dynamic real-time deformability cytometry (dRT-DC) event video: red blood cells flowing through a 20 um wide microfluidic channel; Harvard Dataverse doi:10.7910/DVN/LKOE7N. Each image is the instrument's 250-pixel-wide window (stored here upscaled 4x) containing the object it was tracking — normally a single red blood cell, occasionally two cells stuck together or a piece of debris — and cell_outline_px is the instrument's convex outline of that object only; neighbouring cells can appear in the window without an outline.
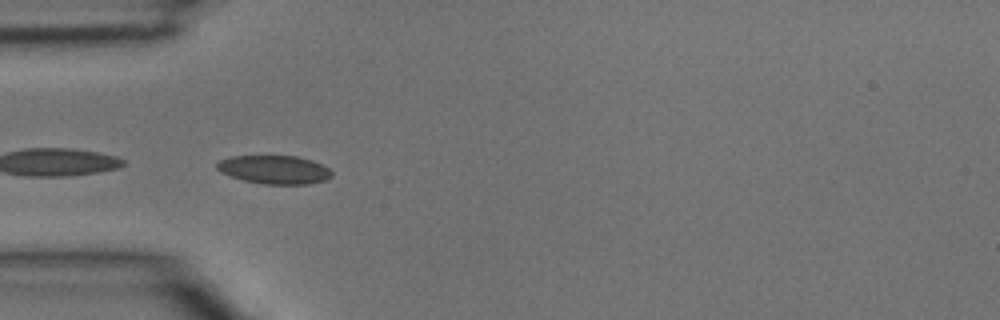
{"species": "common noctule bat (a hibernating species)", "species_latin": "Nyctalus noctula", "temperature_condition": "room temperature", "stored_images_in_passage": 4, "camera_frame_rate_fps": 3000, "um_per_image_px": 0.085, "animal": {"sex": "male", "body_mass_g": 15.6}, "frame": {"image": 1, "passage_image": 3, "time_ms": 0.667, "image_size_px": [1000, 320], "cell_outline_px": [[332, 176], [324, 180], [308, 184], [264, 184], [244, 180], [220, 172], [216, 168], [216, 164], [220, 160], [232, 156], [296, 156], [312, 160], [328, 168], [332, 172]], "centroid_in_image_um": [23.32, 14.41], "position_along_channel_um": 61.7, "area_um2": 18.9}}